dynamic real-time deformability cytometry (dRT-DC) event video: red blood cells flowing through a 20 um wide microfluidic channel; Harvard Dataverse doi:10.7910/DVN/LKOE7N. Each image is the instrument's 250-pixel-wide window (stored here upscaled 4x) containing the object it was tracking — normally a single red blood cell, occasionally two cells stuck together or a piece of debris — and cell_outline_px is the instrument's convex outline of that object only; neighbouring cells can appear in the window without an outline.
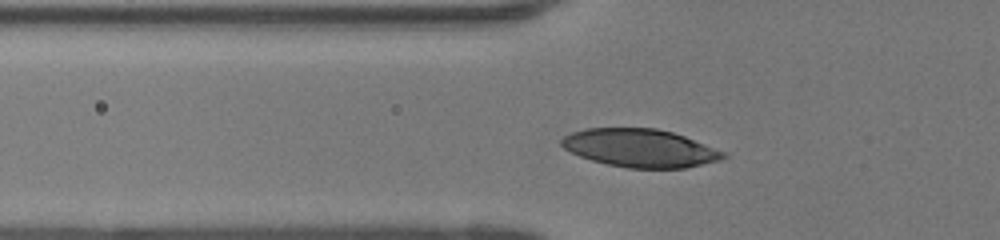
{"species": "human", "species_latin": "Homo sapiens", "temperature_condition": "room temperature", "stored_images_in_passage": 32, "camera_frame_rate_fps": 3000, "um_per_image_px": 0.085, "donor": {"sex": "female"}, "frame": {"image": 1, "passage_image": 5, "time_ms": 1.333, "image_size_px": [1000, 240], "cell_outline_px": [[728, 156], [720, 160], [684, 168], [628, 168], [608, 164], [592, 160], [580, 156], [564, 148], [560, 144], [560, 140], [564, 136], [572, 132], [584, 128], [656, 128], [672, 132], [684, 136], [728, 152]], "centroid_in_image_um": [54.43, 12.58], "position_along_channel_um": 71.4, "area_um2": 35.95}}
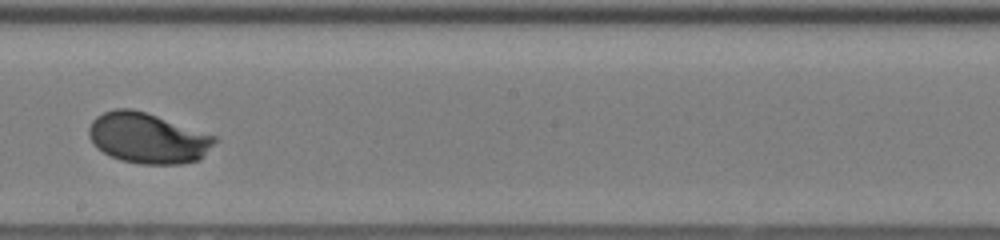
{"frame": {"image": 2, "passage_image": 17, "time_ms": 5.333, "image_size_px": [1000, 240], "cell_outline_px": [[216, 140], [200, 160], [180, 164], [140, 164], [120, 160], [96, 148], [92, 144], [88, 136], [88, 128], [92, 120], [96, 116], [104, 112], [116, 108], [132, 108], [216, 136]], "centroid_in_image_um": [12.51, 11.75], "position_along_channel_um": 235.7, "area_um2": 36.88}}
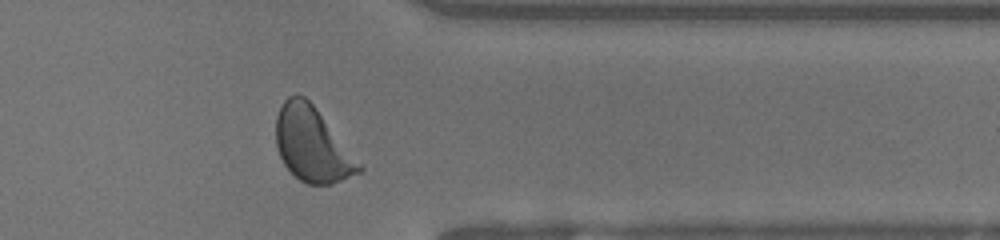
{"frame": {"image": 3, "passage_image": 28, "time_ms": 9.0, "image_size_px": [1000, 240], "cell_outline_px": [[364, 168], [360, 172], [332, 184], [308, 184], [300, 180], [284, 164], [280, 156], [276, 144], [276, 116], [284, 100], [288, 96], [304, 96], [312, 104], [364, 164]], "centroid_in_image_um": [26.57, 12.3], "position_along_channel_um": 384.8, "area_um2": 35.89}, "authors_computed_cell_mechanics": {"area_um2": 36.0961, "velocity_mm_per_s": 4.1546, "shape_relaxation_time_tau1_ms": 2.5543, "shape_relaxation_time_tau2_ms": null, "deformation_change_tau1": 0.1752, "deformation_change_tau2": null}}